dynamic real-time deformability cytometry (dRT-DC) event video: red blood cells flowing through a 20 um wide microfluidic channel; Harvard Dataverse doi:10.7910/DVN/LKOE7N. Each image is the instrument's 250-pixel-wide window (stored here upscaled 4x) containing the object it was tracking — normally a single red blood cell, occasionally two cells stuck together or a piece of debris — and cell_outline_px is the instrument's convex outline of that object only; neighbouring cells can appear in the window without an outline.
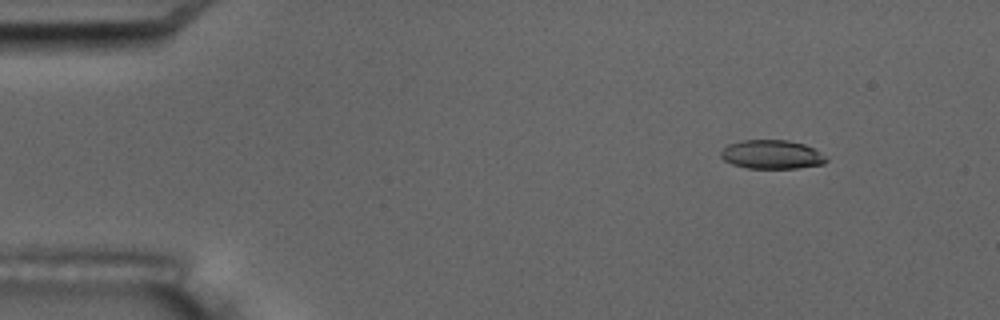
{"species": "common noctule bat (a hibernating species)", "species_latin": "Nyctalus noctula", "temperature_condition": "room temperature", "stored_images_in_passage": 6, "camera_frame_rate_fps": 3000, "um_per_image_px": 0.085, "animal": {"sex": "male", "body_mass_g": 17.5, "forearm_length_mm": 52.3}, "frame": {"image": 1, "passage_image": 2, "time_ms": 2.0, "image_size_px": [1000, 320], "cell_outline_px": [[828, 160], [824, 164], [796, 168], [748, 168], [732, 164], [724, 160], [720, 156], [720, 152], [728, 144], [744, 140], [788, 140], [804, 144], [812, 148], [824, 156]], "centroid_in_image_um": [65.58, 13.13], "position_along_channel_um": 19.4, "area_um2": 17.57}}